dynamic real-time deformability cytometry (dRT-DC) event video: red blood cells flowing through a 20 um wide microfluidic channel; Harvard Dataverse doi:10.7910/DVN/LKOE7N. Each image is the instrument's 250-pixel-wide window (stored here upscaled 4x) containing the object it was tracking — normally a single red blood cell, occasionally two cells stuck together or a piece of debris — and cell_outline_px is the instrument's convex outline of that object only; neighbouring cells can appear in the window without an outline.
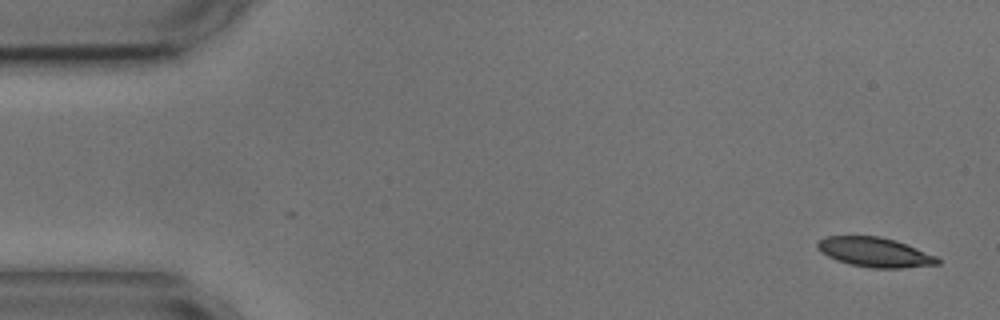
{"species": "common noctule bat (a hibernating species)", "species_latin": "Nyctalus noctula", "temperature_condition": "cold", "stored_images_in_passage": 2, "camera_frame_rate_fps": 3000, "um_per_image_px": 0.085, "animal": {"sex": "male", "body_mass_g": 17.9, "forearm_length_mm": 54.2}, "frame": {"image": 1, "passage_image": 2, "time_ms": 1.333, "image_size_px": [1000, 320], "cell_outline_px": [[940, 264], [900, 268], [872, 268], [848, 264], [836, 260], [820, 252], [816, 248], [816, 240], [824, 236], [880, 236], [896, 240], [936, 256], [940, 260]], "centroid_in_image_um": [74.3, 21.43], "position_along_channel_um": 10.7, "area_um2": 20.87}}